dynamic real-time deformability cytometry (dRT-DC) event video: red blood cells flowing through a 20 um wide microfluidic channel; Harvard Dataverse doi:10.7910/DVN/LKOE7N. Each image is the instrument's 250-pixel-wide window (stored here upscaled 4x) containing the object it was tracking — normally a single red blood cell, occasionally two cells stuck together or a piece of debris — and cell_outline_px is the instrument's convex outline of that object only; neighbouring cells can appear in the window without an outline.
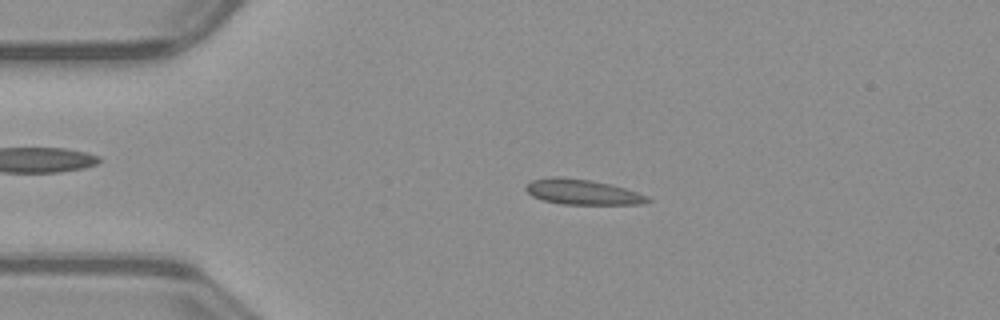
{"species": "common noctule bat (a hibernating species)", "species_latin": "Nyctalus noctula", "temperature_condition": "warm", "stored_images_in_passage": 50, "camera_frame_rate_fps": 3000, "um_per_image_px": 0.085, "animal": {"sex": "male", "body_mass_g": 23.1, "forearm_length_mm": 52.7}, "frame": {"image": 1, "passage_image": 10, "time_ms": 3.0, "image_size_px": [1000, 320], "cell_outline_px": [[652, 200], [640, 204], [564, 204], [544, 200], [532, 196], [524, 188], [524, 184], [532, 180], [548, 176], [560, 176], [592, 180], [612, 184], [648, 196]], "centroid_in_image_um": [49.46, 16.3], "position_along_channel_um": 35.5, "area_um2": 18.03}}
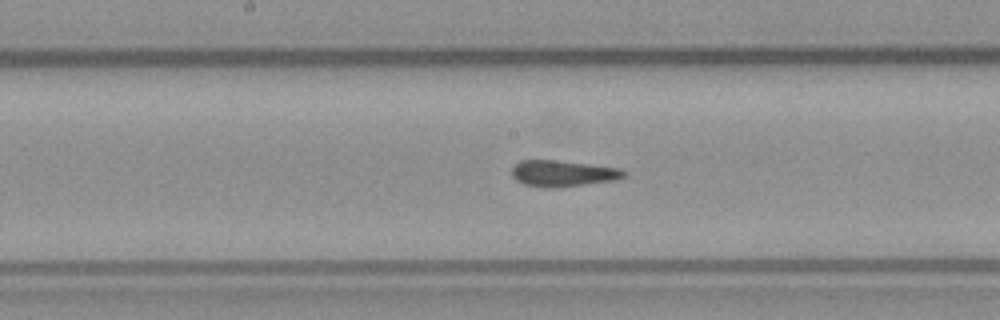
{"frame": {"image": 2, "passage_image": 25, "time_ms": 8.0, "image_size_px": [1000, 320], "cell_outline_px": [[628, 172], [624, 176], [616, 180], [560, 188], [544, 188], [524, 184], [516, 180], [512, 176], [512, 168], [520, 160], [556, 160], [620, 168]], "centroid_in_image_um": [47.85, 14.75], "position_along_channel_um": 200.4, "area_um2": 17.28}}
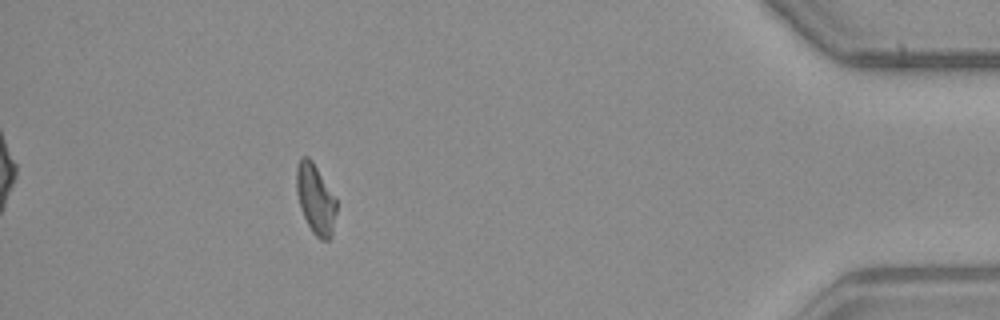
{"frame": {"image": 3, "passage_image": 45, "time_ms": 14.667, "image_size_px": [1000, 320], "cell_outline_px": [[336, 212], [332, 236], [328, 240], [320, 240], [312, 232], [300, 208], [296, 192], [296, 168], [300, 156], [308, 156], [312, 160], [336, 200]], "centroid_in_image_um": [26.8, 16.92], "position_along_channel_um": 408.4, "area_um2": 16.24}}